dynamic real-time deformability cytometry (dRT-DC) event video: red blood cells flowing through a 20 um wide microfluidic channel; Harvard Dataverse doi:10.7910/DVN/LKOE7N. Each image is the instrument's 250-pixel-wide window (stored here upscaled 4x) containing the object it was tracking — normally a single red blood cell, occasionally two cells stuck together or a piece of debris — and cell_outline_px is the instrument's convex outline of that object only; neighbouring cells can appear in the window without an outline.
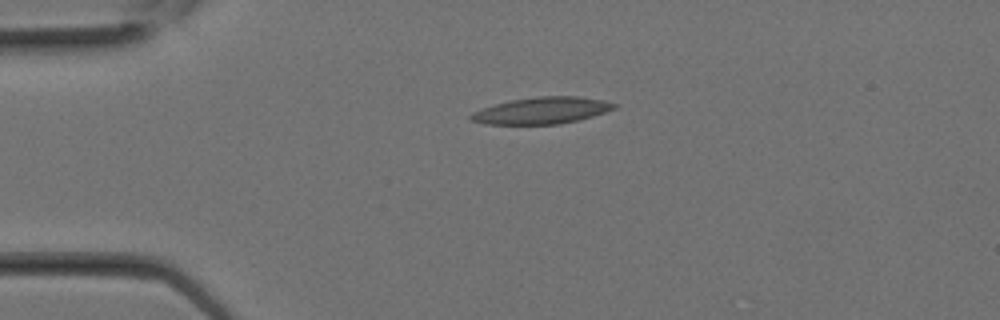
{"species": "Egyptian fruit bat (a non-hibernating species)", "species_latin": "Rousettus aegyptiacus", "temperature_condition": "room temperature", "stored_images_in_passage": 6, "camera_frame_rate_fps": 3000, "um_per_image_px": 0.085, "animal": {"sex": "female"}, "frame": {"image": 1, "passage_image": 1, "time_ms": 0.0, "image_size_px": [1000, 320], "cell_outline_px": [[616, 108], [580, 120], [560, 124], [484, 124], [468, 120], [468, 116], [472, 112], [496, 104], [512, 100], [536, 96], [580, 96], [604, 100], [616, 104]], "centroid_in_image_um": [46.04, 9.4], "position_along_channel_um": 39.0, "area_um2": 22.31}}
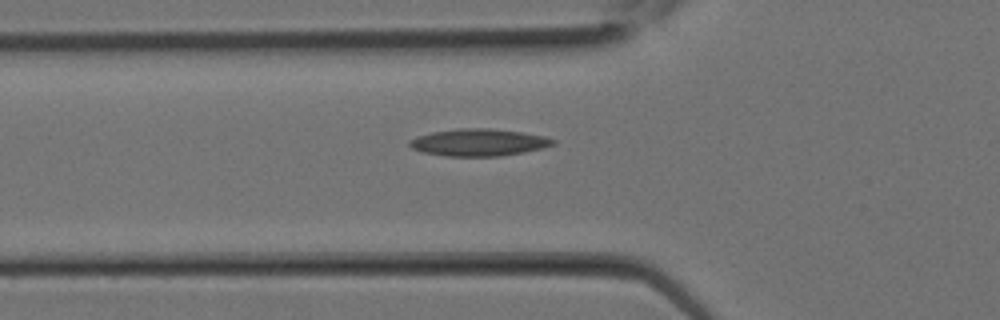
{"frame": {"image": 2, "passage_image": 4, "time_ms": 1.0, "image_size_px": [1000, 320], "cell_outline_px": [[556, 144], [544, 148], [524, 152], [500, 156], [444, 156], [420, 152], [412, 148], [408, 144], [408, 140], [432, 132], [460, 128], [488, 128], [524, 132], [544, 136], [556, 140]], "centroid_in_image_um": [40.71, 12.11], "position_along_channel_um": 85.1, "area_um2": 22.83}}
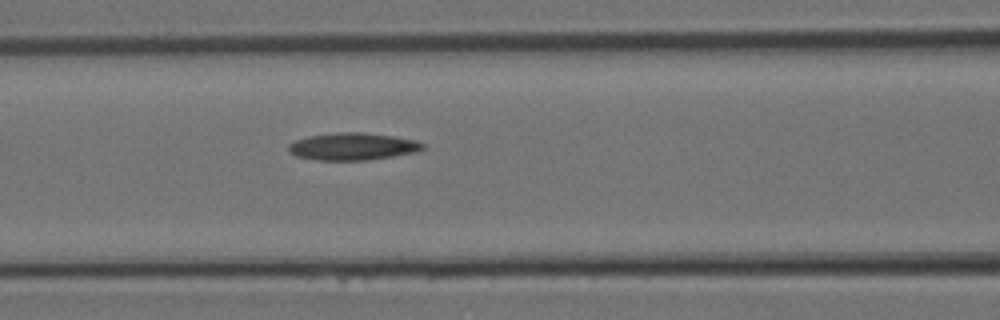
{"frame": {"image": 3, "passage_image": 6, "time_ms": 1.667, "image_size_px": [1000, 320], "cell_outline_px": [[428, 144], [424, 148], [416, 152], [368, 160], [316, 160], [296, 156], [288, 152], [288, 144], [296, 140], [308, 136], [336, 132], [364, 132], [392, 136], [416, 140]], "centroid_in_image_um": [29.98, 12.45], "position_along_channel_um": 136.6, "area_um2": 21.5}}